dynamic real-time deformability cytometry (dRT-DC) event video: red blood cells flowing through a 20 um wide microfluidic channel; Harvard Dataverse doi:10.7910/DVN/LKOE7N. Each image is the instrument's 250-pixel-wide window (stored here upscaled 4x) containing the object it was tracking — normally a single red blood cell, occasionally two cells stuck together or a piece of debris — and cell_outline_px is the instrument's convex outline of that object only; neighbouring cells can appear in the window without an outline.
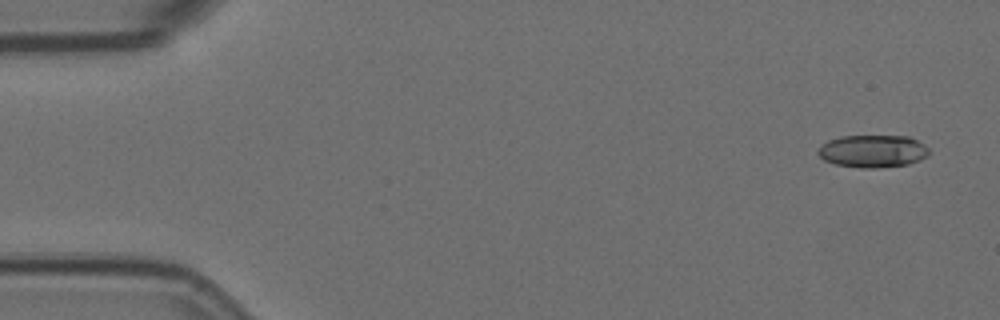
{"species": "Egyptian fruit bat (a non-hibernating species)", "species_latin": "Rousettus aegyptiacus", "temperature_condition": "room temperature", "stored_images_in_passage": 4, "camera_frame_rate_fps": 3000, "um_per_image_px": 0.085, "animal": {"sex": "female"}, "frame": {"image": 1, "passage_image": 1, "time_ms": 0.0, "image_size_px": [1000, 320], "cell_outline_px": [[928, 156], [920, 160], [908, 164], [876, 168], [860, 168], [836, 164], [824, 160], [816, 152], [816, 148], [820, 144], [828, 140], [840, 136], [908, 136], [924, 144], [928, 148]], "centroid_in_image_um": [74.15, 12.84], "position_along_channel_um": 10.9, "area_um2": 21.21}}
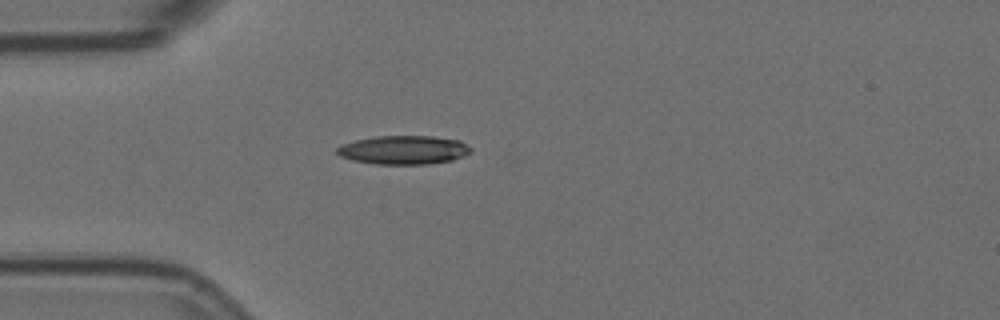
{"frame": {"image": 2, "passage_image": 4, "time_ms": 1.0, "image_size_px": [1000, 320], "cell_outline_px": [[472, 152], [464, 156], [452, 160], [428, 164], [376, 164], [352, 160], [340, 156], [336, 152], [336, 148], [340, 144], [356, 140], [376, 136], [432, 136], [460, 140], [472, 148]], "centroid_in_image_um": [34.32, 12.74], "position_along_channel_um": 50.7, "area_um2": 22.54}}